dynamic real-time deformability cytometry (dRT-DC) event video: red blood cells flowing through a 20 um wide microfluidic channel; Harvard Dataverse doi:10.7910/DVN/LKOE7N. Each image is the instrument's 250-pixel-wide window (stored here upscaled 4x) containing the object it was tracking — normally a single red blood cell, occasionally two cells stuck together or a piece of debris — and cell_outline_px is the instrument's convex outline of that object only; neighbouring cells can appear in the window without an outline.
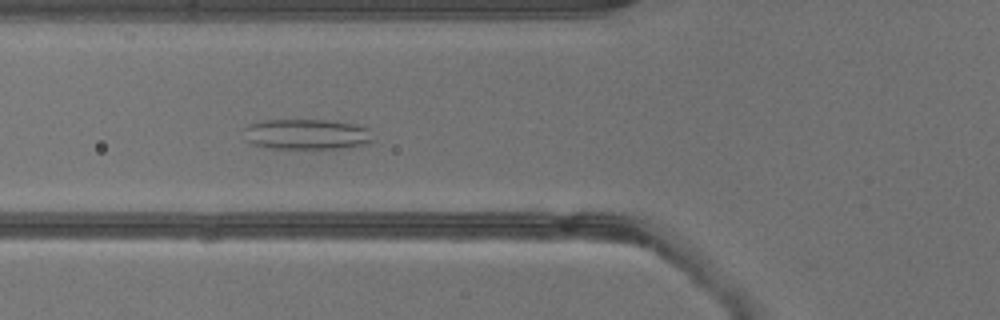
{"species": "common noctule bat (a hibernating species)", "species_latin": "Nyctalus noctula", "temperature_condition": "warm", "stored_images_in_passage": 23, "camera_frame_rate_fps": 3000, "um_per_image_px": 0.085, "animal": {"sex": "male", "body_mass_g": 13.3}, "frame": {"image": 1, "passage_image": 4, "time_ms": 1.0, "image_size_px": [1000, 320], "cell_outline_px": [[372, 140], [368, 144], [348, 148], [268, 148], [252, 144], [248, 140], [244, 128], [248, 124], [268, 120], [328, 120], [356, 124], [368, 128]], "centroid_in_image_um": [26.1, 11.41], "position_along_channel_um": 99.7, "area_um2": 22.83}}
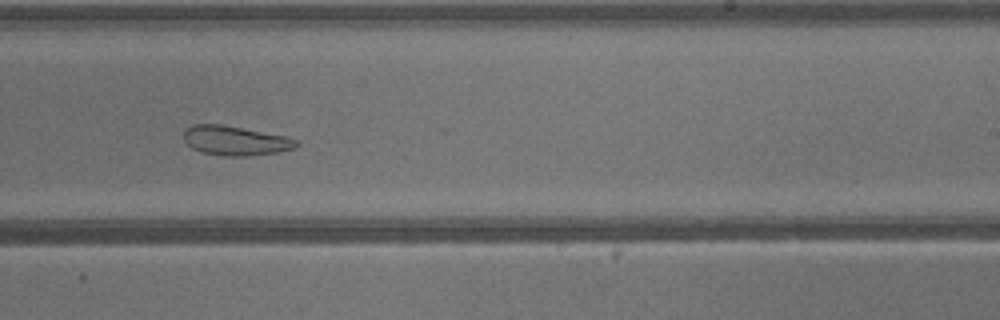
{"frame": {"image": 2, "passage_image": 14, "time_ms": 4.333, "image_size_px": [1000, 320], "cell_outline_px": [[300, 144], [296, 148], [276, 152], [248, 156], [228, 156], [200, 152], [192, 148], [184, 140], [184, 128], [192, 124], [220, 124], [284, 136], [296, 140]], "centroid_in_image_um": [19.96, 11.95], "position_along_channel_um": 269.0, "area_um2": 19.19}}